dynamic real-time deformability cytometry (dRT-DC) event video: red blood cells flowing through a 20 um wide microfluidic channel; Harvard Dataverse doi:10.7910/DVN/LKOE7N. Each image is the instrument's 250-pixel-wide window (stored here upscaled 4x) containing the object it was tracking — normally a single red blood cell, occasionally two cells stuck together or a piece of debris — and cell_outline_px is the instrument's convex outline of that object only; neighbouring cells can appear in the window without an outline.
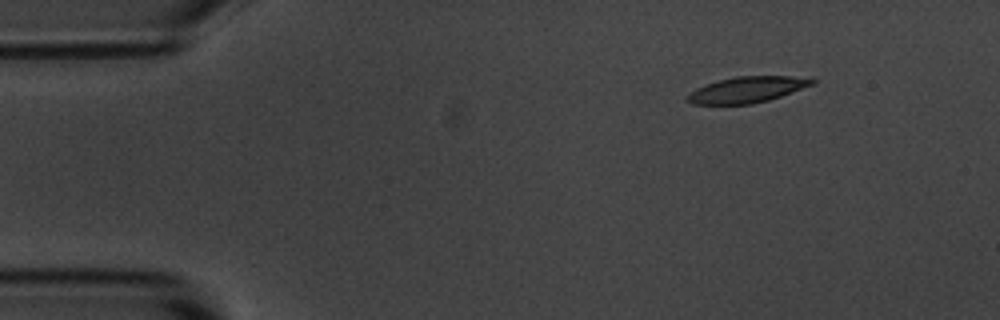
{"species": "common noctule bat (a hibernating species)", "species_latin": "Nyctalus noctula", "temperature_condition": "room temperature", "stored_images_in_passage": 5, "camera_frame_rate_fps": 3000, "um_per_image_px": 0.085, "animal": {"sex": "male", "body_mass_g": 20.1, "forearm_length_mm": 53.5}, "frame": {"image": 1, "passage_image": 1, "time_ms": 0.0, "image_size_px": [1000, 320], "cell_outline_px": [[816, 84], [768, 100], [752, 104], [692, 104], [688, 100], [688, 96], [696, 88], [720, 80], [736, 76], [812, 76], [816, 80]], "centroid_in_image_um": [63.63, 7.6], "position_along_channel_um": 21.4, "area_um2": 18.84}}
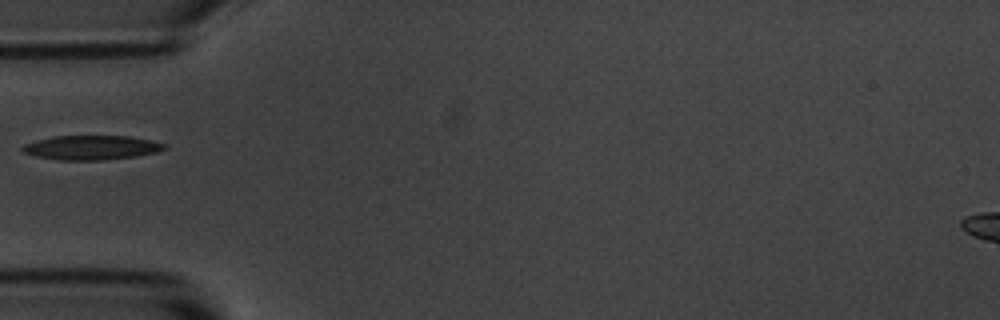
{"frame": {"image": 2, "passage_image": 4, "time_ms": 3.667, "image_size_px": [1000, 320], "cell_outline_px": [[168, 148], [156, 152], [136, 156], [104, 160], [60, 160], [36, 156], [20, 152], [20, 148], [24, 144], [36, 140], [52, 136], [128, 136], [152, 140], [168, 144]], "centroid_in_image_um": [7.77, 12.54], "position_along_channel_um": 77.2, "area_um2": 20.35}}